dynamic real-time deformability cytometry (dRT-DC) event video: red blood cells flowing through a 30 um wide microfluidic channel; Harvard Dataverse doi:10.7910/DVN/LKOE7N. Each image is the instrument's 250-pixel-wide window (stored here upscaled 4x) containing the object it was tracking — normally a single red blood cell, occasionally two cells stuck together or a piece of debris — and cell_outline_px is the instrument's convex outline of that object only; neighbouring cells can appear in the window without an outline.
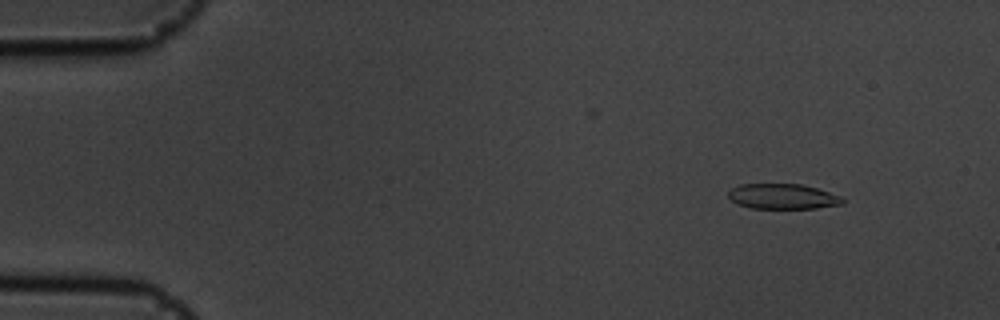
{"species": "common noctule bat (a hibernating species)", "species_latin": "Nyctalus noctula", "temperature_condition": "cold", "stored_images_in_passage": 55, "camera_frame_rate_fps": 3000, "um_per_image_px": 0.085, "animal": {"sex": "male", "body_mass_g": 19.5, "forearm_length_mm": 54.6}, "frame": {"image": 1, "passage_image": 6, "time_ms": 1.667, "image_size_px": [1000, 320], "cell_outline_px": [[844, 200], [840, 204], [812, 208], [752, 208], [740, 204], [732, 200], [728, 196], [728, 192], [732, 188], [744, 184], [800, 184], [816, 188], [828, 192]], "centroid_in_image_um": [66.48, 16.69], "position_along_channel_um": 18.5, "area_um2": 16.24}}
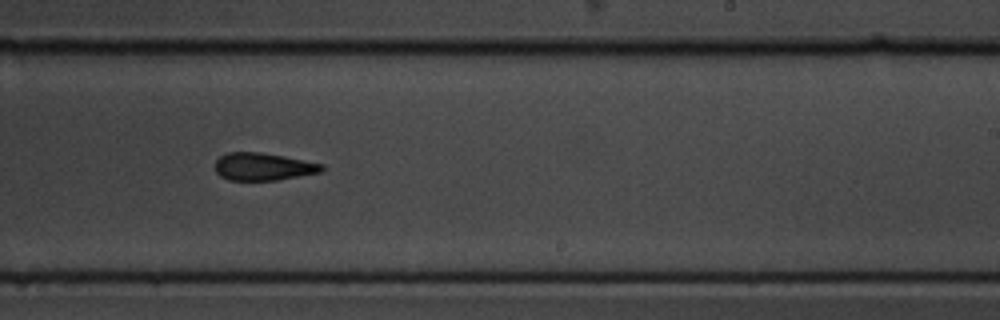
{"frame": {"image": 2, "passage_image": 34, "time_ms": 11.0, "image_size_px": [1000, 320], "cell_outline_px": [[324, 168], [320, 172], [276, 180], [228, 180], [220, 176], [216, 172], [216, 160], [220, 156], [228, 152], [256, 152], [280, 156], [324, 164]], "centroid_in_image_um": [22.33, 14.17], "position_along_channel_um": 266.7, "area_um2": 16.82}}
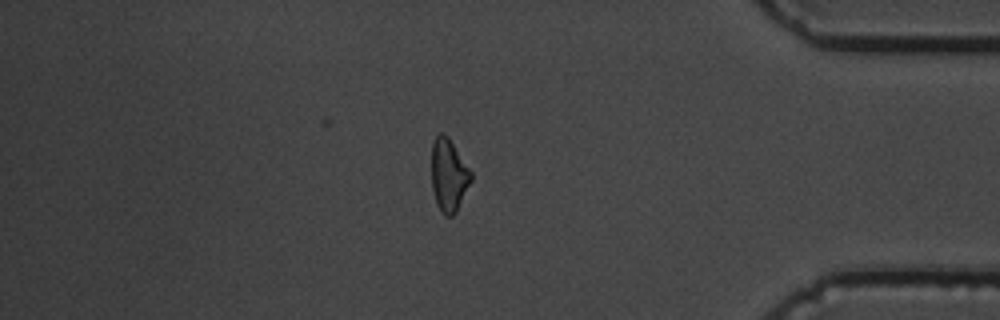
{"frame": {"image": 3, "passage_image": 47, "time_ms": 15.333, "image_size_px": [1000, 320], "cell_outline_px": [[472, 180], [456, 212], [452, 216], [444, 216], [436, 200], [432, 188], [432, 144], [436, 136], [440, 132], [452, 144], [472, 172]], "centroid_in_image_um": [38.15, 14.93], "position_along_channel_um": 397.1, "area_um2": 16.24}}